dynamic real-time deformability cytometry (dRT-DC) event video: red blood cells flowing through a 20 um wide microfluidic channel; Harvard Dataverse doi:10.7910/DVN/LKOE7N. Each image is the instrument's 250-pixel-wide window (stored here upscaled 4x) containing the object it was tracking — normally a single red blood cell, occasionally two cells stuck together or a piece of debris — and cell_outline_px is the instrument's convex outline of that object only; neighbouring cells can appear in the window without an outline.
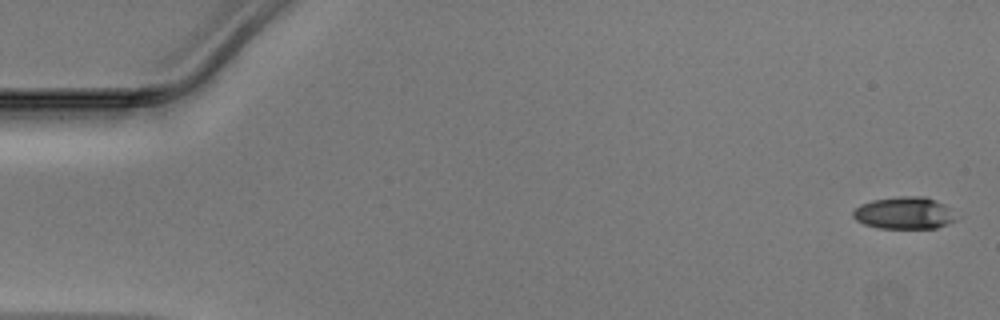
{"species": "Egyptian fruit bat (a non-hibernating species)", "species_latin": "Rousettus aegyptiacus", "temperature_condition": "warm", "stored_images_in_passage": 49, "camera_frame_rate_fps": 3000, "um_per_image_px": 0.085, "animal": {"sex": "male"}, "frame": {"image": 1, "passage_image": 1, "time_ms": 0.0, "image_size_px": [1000, 320], "cell_outline_px": [[956, 220], [948, 224], [936, 228], [880, 228], [864, 224], [856, 220], [852, 216], [852, 212], [860, 204], [872, 200], [900, 196], [924, 196], [944, 204]], "centroid_in_image_um": [76.81, 18.11], "position_along_channel_um": 8.2, "area_um2": 19.07}}
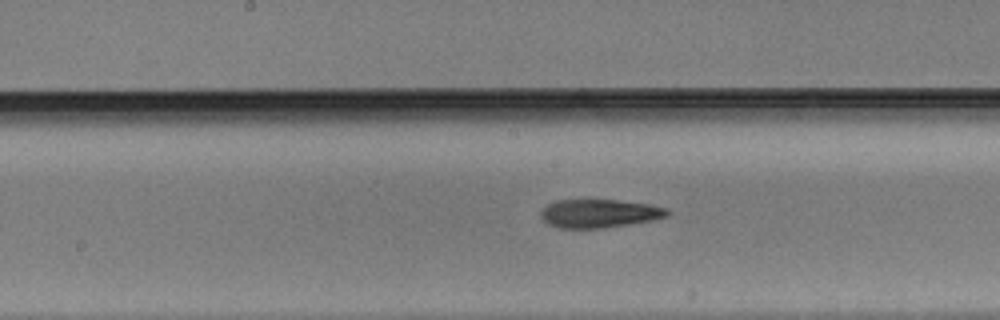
{"frame": {"image": 2, "passage_image": 25, "time_ms": 8.0, "image_size_px": [1000, 320], "cell_outline_px": [[672, 212], [668, 216], [652, 220], [604, 228], [560, 228], [548, 224], [540, 216], [540, 212], [548, 204], [556, 200], [616, 200], [648, 204], [668, 208]], "centroid_in_image_um": [50.96, 18.14], "position_along_channel_um": 197.2, "area_um2": 20.92}}
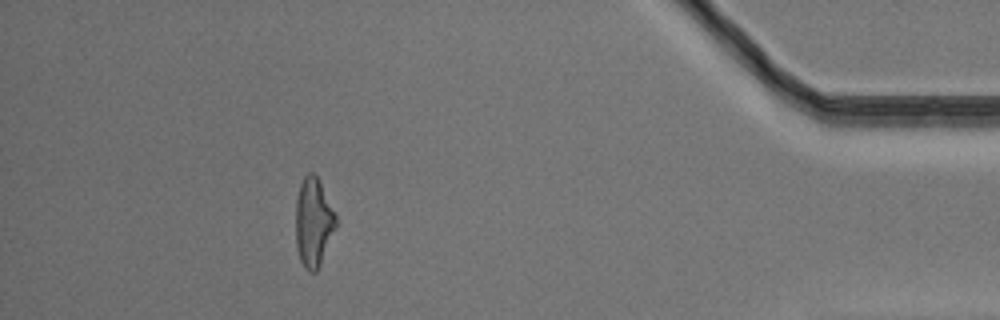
{"frame": {"image": 3, "passage_image": 44, "time_ms": 14.333, "image_size_px": [1000, 320], "cell_outline_px": [[336, 228], [320, 264], [316, 272], [308, 272], [304, 268], [300, 260], [296, 248], [296, 200], [300, 184], [304, 176], [308, 172], [312, 172], [316, 176], [336, 216]], "centroid_in_image_um": [26.62, 18.94], "position_along_channel_um": 408.6, "area_um2": 20.58}}